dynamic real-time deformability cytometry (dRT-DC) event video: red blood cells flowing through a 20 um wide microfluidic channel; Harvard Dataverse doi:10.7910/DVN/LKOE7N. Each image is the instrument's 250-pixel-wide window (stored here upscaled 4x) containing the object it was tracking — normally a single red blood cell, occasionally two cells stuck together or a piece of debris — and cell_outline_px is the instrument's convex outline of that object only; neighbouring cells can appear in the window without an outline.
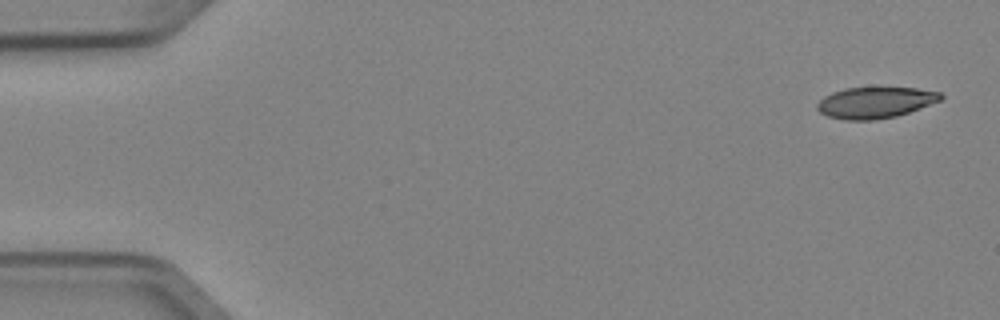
{"species": "Egyptian fruit bat (a non-hibernating species)", "species_latin": "Rousettus aegyptiacus", "temperature_condition": "cold", "stored_images_in_passage": 4, "camera_frame_rate_fps": 3000, "um_per_image_px": 0.085, "animal": {"sex": "female"}, "frame": {"image": 1, "passage_image": 1, "time_ms": 0.0, "image_size_px": [1000, 320], "cell_outline_px": [[944, 96], [940, 100], [908, 112], [896, 116], [872, 120], [844, 120], [828, 116], [820, 112], [816, 108], [816, 104], [824, 96], [832, 92], [844, 88], [916, 88], [940, 92]], "centroid_in_image_um": [74.35, 8.72], "position_along_channel_um": 10.6, "area_um2": 22.25}}
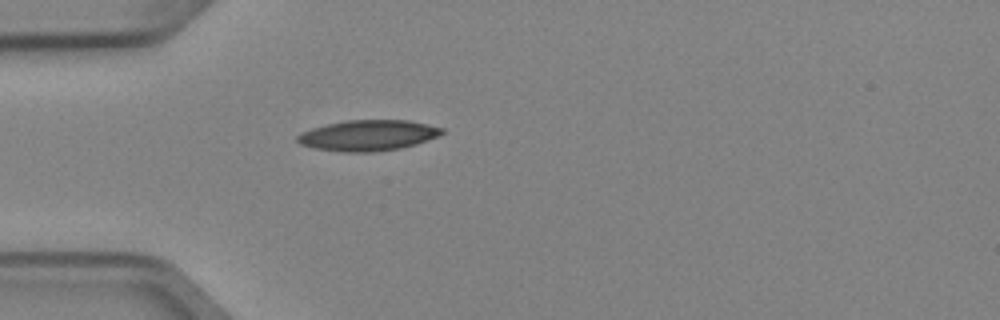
{"frame": {"image": 2, "passage_image": 4, "time_ms": 1.0, "image_size_px": [1000, 320], "cell_outline_px": [[444, 132], [440, 136], [416, 144], [400, 148], [372, 152], [344, 152], [316, 148], [300, 144], [296, 140], [296, 136], [300, 132], [312, 128], [344, 120], [408, 120], [428, 124], [444, 128]], "centroid_in_image_um": [31.3, 11.5], "position_along_channel_um": 53.7, "area_um2": 25.95}}